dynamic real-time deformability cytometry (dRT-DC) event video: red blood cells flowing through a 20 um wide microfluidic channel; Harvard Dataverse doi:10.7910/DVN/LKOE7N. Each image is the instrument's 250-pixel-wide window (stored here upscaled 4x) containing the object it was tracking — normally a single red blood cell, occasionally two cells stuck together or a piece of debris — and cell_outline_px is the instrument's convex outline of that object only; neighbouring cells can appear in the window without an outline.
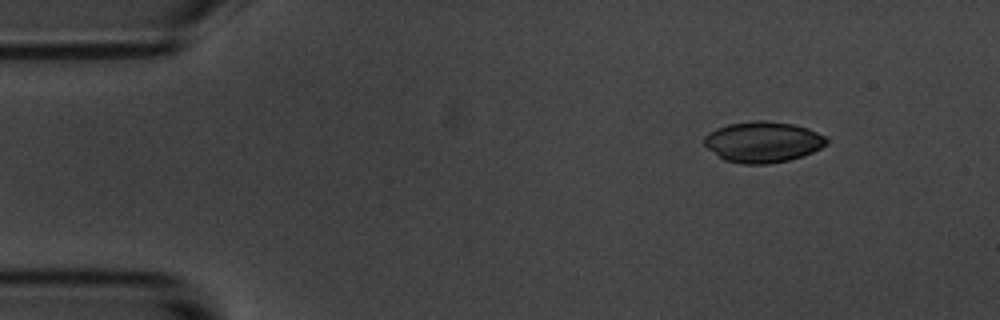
{"species": "common noctule bat (a hibernating species)", "species_latin": "Nyctalus noctula", "temperature_condition": "room temperature", "stored_images_in_passage": 3, "camera_frame_rate_fps": 3000, "um_per_image_px": 0.085, "animal": {"sex": "male", "body_mass_g": 20.1, "forearm_length_mm": 53.5}, "frame": {"image": 1, "passage_image": 1, "time_ms": 0.0, "image_size_px": [1000, 320], "cell_outline_px": [[828, 144], [812, 152], [788, 160], [768, 164], [740, 164], [724, 160], [708, 148], [704, 144], [704, 136], [708, 132], [716, 128], [728, 124], [756, 120], [768, 120], [792, 124], [808, 128], [824, 136], [828, 140]], "centroid_in_image_um": [64.82, 12.06], "position_along_channel_um": 20.2, "area_um2": 29.13}}